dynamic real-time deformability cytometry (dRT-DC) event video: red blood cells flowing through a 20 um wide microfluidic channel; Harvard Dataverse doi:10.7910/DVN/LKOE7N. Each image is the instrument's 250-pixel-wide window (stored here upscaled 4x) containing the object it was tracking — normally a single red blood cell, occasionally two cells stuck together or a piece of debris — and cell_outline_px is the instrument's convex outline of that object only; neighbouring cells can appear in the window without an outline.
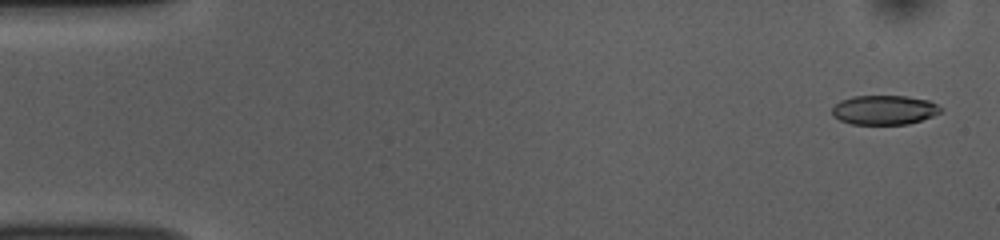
{"species": "common noctule bat (a hibernating species)", "species_latin": "Nyctalus noctula", "temperature_condition": "room temperature", "stored_images_in_passage": 13, "camera_frame_rate_fps": 3000, "um_per_image_px": 0.085, "animal": {"sex": "female", "body_mass_g": 10.0, "forearm_length_mm": 53.1}, "frame": {"image": 1, "passage_image": 2, "time_ms": 0.333, "image_size_px": [1000, 240], "cell_outline_px": [[944, 108], [940, 112], [932, 116], [908, 124], [852, 124], [840, 120], [832, 116], [832, 108], [840, 100], [852, 96], [904, 96], [928, 100]], "centroid_in_image_um": [75.14, 9.34], "position_along_channel_um": 9.9, "area_um2": 18.55}}